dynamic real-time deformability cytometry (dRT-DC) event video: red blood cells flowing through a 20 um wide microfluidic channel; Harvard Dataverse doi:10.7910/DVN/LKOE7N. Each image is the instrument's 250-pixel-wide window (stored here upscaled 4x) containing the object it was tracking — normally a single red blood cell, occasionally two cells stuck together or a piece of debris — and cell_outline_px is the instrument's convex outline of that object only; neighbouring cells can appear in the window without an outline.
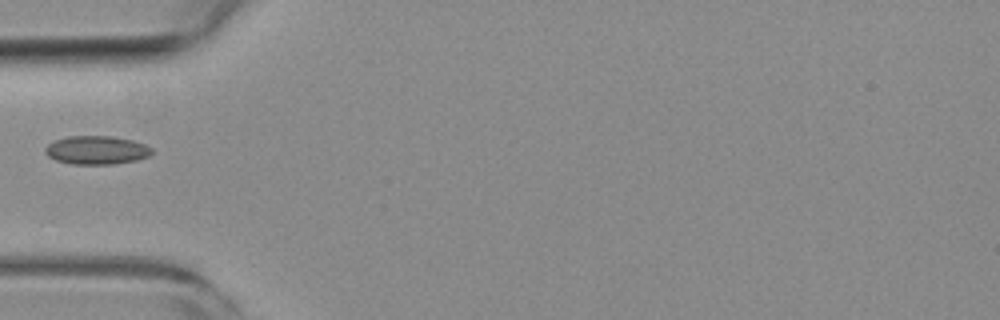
{"species": "common noctule bat (a hibernating species)", "species_latin": "Nyctalus noctula", "temperature_condition": "room temperature", "stored_images_in_passage": 12, "camera_frame_rate_fps": 3000, "um_per_image_px": 0.085, "animal": {"sex": "female", "body_mass_g": 19.3, "forearm_length_mm": 54.1}, "frame": {"image": 1, "passage_image": 1, "time_ms": 0.0, "image_size_px": [1000, 320], "cell_outline_px": [[152, 152], [148, 156], [136, 160], [112, 164], [72, 164], [56, 160], [48, 156], [44, 152], [44, 148], [48, 144], [56, 140], [68, 136], [112, 136], [132, 140], [144, 144], [152, 148]], "centroid_in_image_um": [8.19, 12.76], "position_along_channel_um": 76.8, "area_um2": 17.63}}
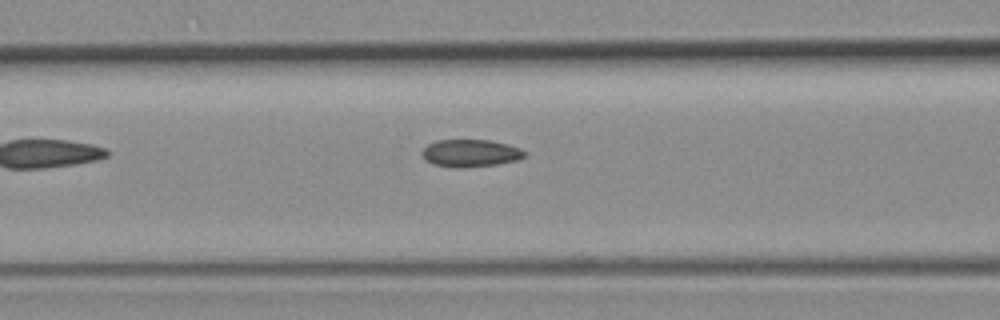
{"frame": {"image": 2, "passage_image": 5, "time_ms": 1.333, "image_size_px": [1000, 320], "cell_outline_px": [[528, 152], [524, 156], [516, 160], [496, 164], [460, 168], [456, 168], [432, 164], [424, 160], [420, 152], [428, 144], [436, 140], [488, 140], [508, 144], [520, 148]], "centroid_in_image_um": [39.95, 13.02], "position_along_channel_um": 126.6, "area_um2": 16.47}}
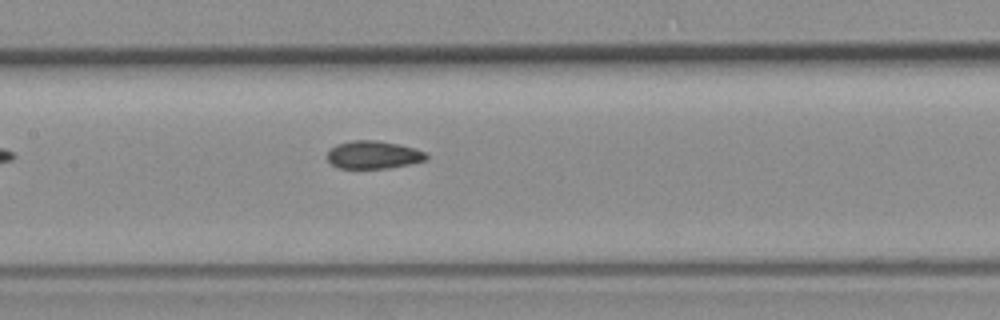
{"frame": {"image": 3, "passage_image": 9, "time_ms": 2.667, "image_size_px": [1000, 320], "cell_outline_px": [[428, 160], [388, 168], [336, 168], [328, 160], [328, 152], [336, 144], [352, 140], [376, 140], [396, 144], [412, 148], [424, 152], [428, 156]], "centroid_in_image_um": [31.71, 13.16], "position_along_channel_um": 175.7, "area_um2": 15.9}}